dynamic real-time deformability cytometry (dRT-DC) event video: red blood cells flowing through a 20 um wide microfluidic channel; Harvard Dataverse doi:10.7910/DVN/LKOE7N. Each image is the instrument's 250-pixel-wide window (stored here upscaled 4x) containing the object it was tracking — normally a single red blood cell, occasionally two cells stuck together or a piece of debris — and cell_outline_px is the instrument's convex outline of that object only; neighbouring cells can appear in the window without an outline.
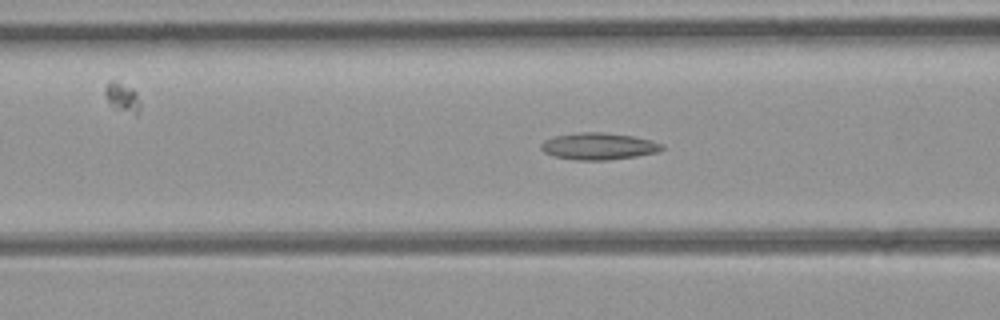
{"species": "common noctule bat (a hibernating species)", "species_latin": "Nyctalus noctula", "temperature_condition": "room temperature", "stored_images_in_passage": 40, "camera_frame_rate_fps": 3000, "um_per_image_px": 0.085, "animal": {"sex": "female", "body_mass_g": 21.9}, "frame": {"image": 1, "passage_image": 18, "time_ms": 5.667, "image_size_px": [1000, 320], "cell_outline_px": [[664, 148], [656, 152], [636, 156], [608, 160], [576, 160], [552, 156], [544, 152], [540, 148], [540, 144], [544, 140], [556, 136], [584, 132], [600, 132], [632, 136], [652, 140], [664, 144]], "centroid_in_image_um": [50.87, 12.44], "position_along_channel_um": 115.7, "area_um2": 18.84}}
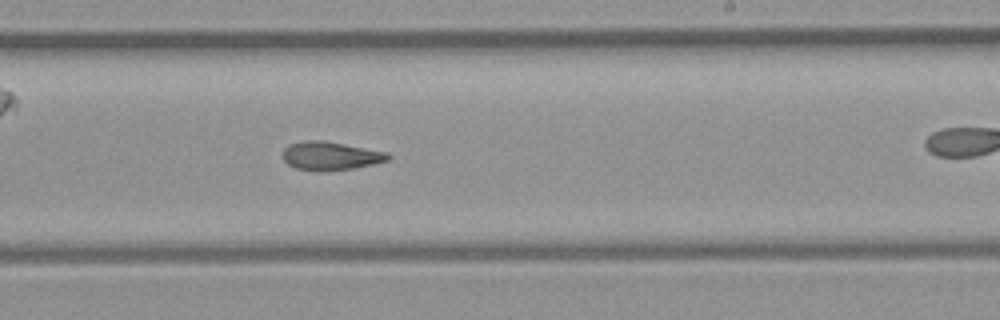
{"frame": {"image": 2, "passage_image": 29, "time_ms": 9.333, "image_size_px": [1000, 320], "cell_outline_px": [[392, 156], [388, 160], [372, 164], [352, 168], [320, 172], [296, 168], [288, 164], [284, 160], [284, 148], [288, 144], [304, 140], [324, 140], [388, 152]], "centroid_in_image_um": [28.09, 13.24], "position_along_channel_um": 260.9, "area_um2": 17.51}}
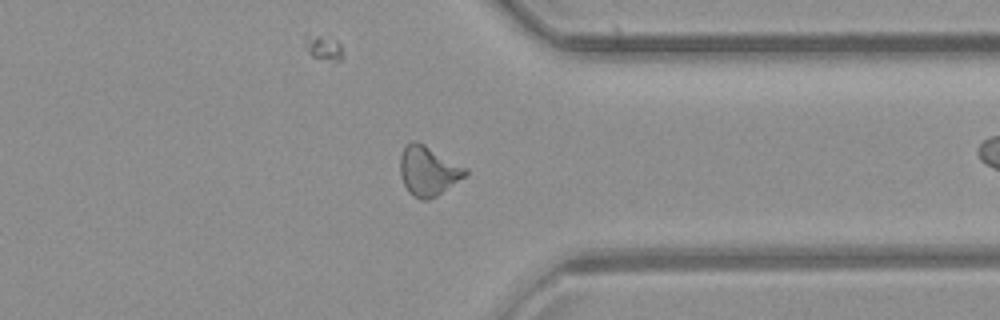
{"frame": {"image": 3, "passage_image": 38, "time_ms": 12.333, "image_size_px": [1000, 320], "cell_outline_px": [[468, 172], [464, 176], [436, 196], [428, 200], [420, 200], [412, 196], [408, 192], [404, 184], [400, 172], [400, 156], [404, 148], [412, 140], [416, 140], [424, 144], [468, 168]], "centroid_in_image_um": [36.38, 14.52], "position_along_channel_um": 375.0, "area_um2": 18.73}}